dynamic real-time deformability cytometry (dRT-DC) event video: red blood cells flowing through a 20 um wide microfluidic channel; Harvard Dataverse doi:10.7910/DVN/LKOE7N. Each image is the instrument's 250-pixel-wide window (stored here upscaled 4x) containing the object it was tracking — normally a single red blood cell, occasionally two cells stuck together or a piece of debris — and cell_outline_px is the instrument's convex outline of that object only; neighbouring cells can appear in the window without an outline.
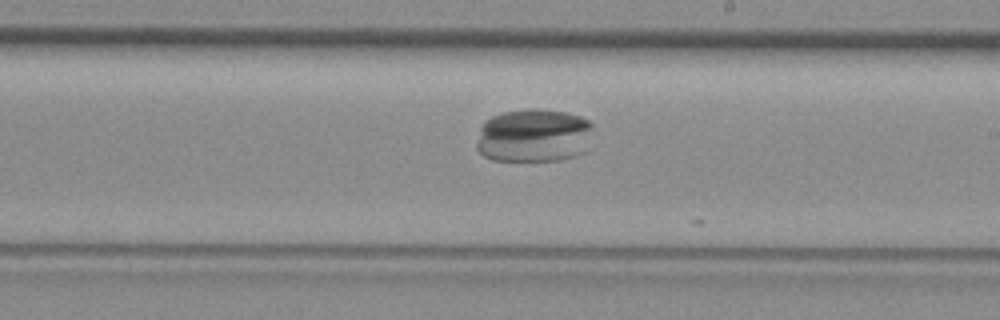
{"species": "common noctule bat (a hibernating species)", "species_latin": "Nyctalus noctula", "temperature_condition": "room temperature", "stored_images_in_passage": 15, "camera_frame_rate_fps": 3000, "um_per_image_px": 0.085, "animal": {"sex": "female", "body_mass_g": 29.2, "forearm_length_mm": 56.3}, "frame": {"image": 1, "passage_image": 14, "time_ms": 4.333, "image_size_px": [1000, 320], "cell_outline_px": [[592, 124], [584, 152], [576, 156], [560, 160], [492, 160], [484, 156], [476, 148], [476, 144], [480, 128], [484, 120], [492, 116], [504, 112], [532, 108], [540, 108], [564, 112], [580, 116], [588, 120]], "centroid_in_image_um": [45.33, 11.51], "position_along_channel_um": 243.7, "area_um2": 36.36}}